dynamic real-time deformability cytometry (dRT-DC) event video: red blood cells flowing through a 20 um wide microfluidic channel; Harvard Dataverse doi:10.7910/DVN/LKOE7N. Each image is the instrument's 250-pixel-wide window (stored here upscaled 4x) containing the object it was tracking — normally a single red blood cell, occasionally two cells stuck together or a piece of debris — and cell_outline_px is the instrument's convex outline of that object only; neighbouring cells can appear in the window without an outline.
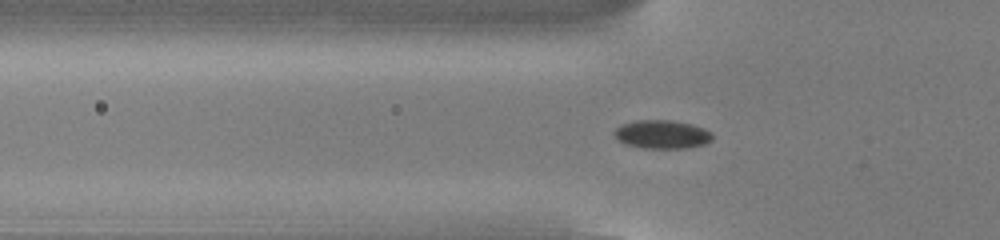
{"species": "common noctule bat (a hibernating species)", "species_latin": "Nyctalus noctula", "temperature_condition": "cold", "stored_images_in_passage": 40, "camera_frame_rate_fps": 3000, "um_per_image_px": 0.085, "animal": {"sex": "male", "body_mass_g": 13.0, "forearm_length_mm": 53.1}, "frame": {"image": 1, "passage_image": 3, "time_ms": 0.667, "image_size_px": [1000, 240], "cell_outline_px": [[712, 140], [704, 144], [688, 148], [644, 148], [628, 144], [620, 140], [612, 132], [616, 128], [624, 124], [636, 120], [668, 120], [692, 124], [704, 128], [712, 132]], "centroid_in_image_um": [56.32, 11.42], "position_along_channel_um": 69.5, "area_um2": 16.13}}
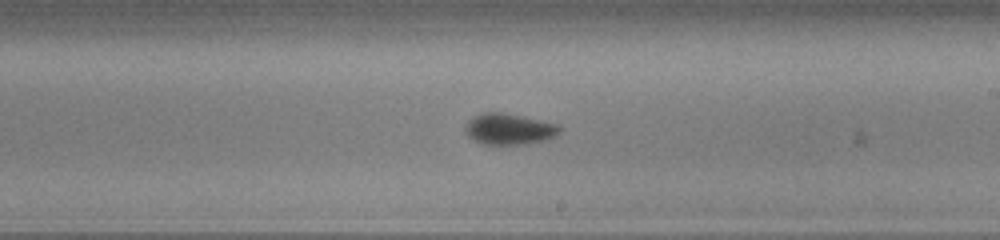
{"frame": {"image": 2, "passage_image": 17, "time_ms": 5.333, "image_size_px": [1000, 240], "cell_outline_px": [[560, 132], [544, 140], [524, 144], [484, 144], [468, 136], [464, 128], [476, 116], [484, 112], [504, 112], [560, 124]], "centroid_in_image_um": [43.31, 10.96], "position_along_channel_um": 245.7, "area_um2": 16.76}}
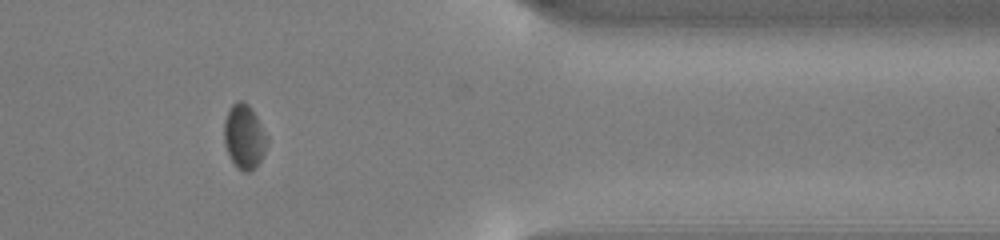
{"frame": {"image": 3, "passage_image": 30, "time_ms": 9.667, "image_size_px": [1000, 240], "cell_outline_px": [[268, 140], [264, 152], [256, 168], [248, 172], [244, 172], [236, 168], [228, 152], [224, 140], [224, 120], [232, 104], [236, 100], [240, 100], [248, 104], [256, 116]], "centroid_in_image_um": [20.74, 11.63], "position_along_channel_um": 390.7, "area_um2": 15.9}, "authors_computed_cell_mechanics": {"area_um2": 16.3574, "velocity_mm_per_s": 3.7903, "shape_relaxation_time_tau1_ms": 2.6108, "shape_relaxation_time_tau2_ms": null, "deformation_change_tau1": 0.0393, "deformation_change_tau2": null}}